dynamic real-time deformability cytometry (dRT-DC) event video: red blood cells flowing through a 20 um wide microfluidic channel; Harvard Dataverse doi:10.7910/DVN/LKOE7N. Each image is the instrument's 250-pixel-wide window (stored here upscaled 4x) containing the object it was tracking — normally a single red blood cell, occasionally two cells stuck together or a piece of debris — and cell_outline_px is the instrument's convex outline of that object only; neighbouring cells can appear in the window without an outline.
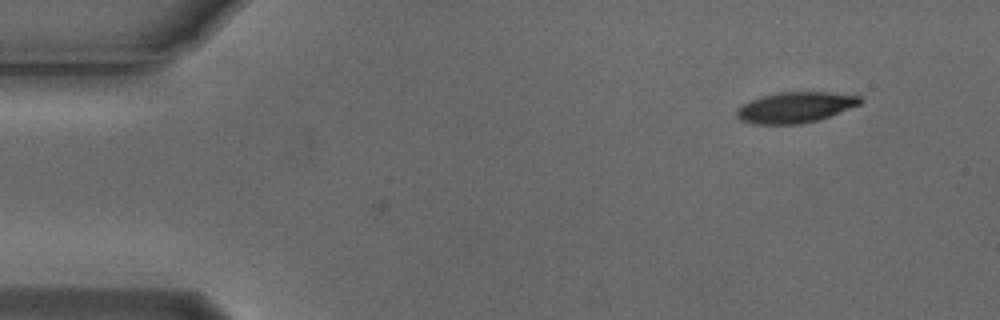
{"species": "Egyptian fruit bat (a non-hibernating species)", "species_latin": "Rousettus aegyptiacus", "temperature_condition": "cold", "stored_images_in_passage": 5, "camera_frame_rate_fps": 3000, "um_per_image_px": 0.085, "animal": {"sex": "male"}, "frame": {"image": 1, "passage_image": 1, "time_ms": 0.0, "image_size_px": [1000, 320], "cell_outline_px": [[864, 100], [860, 104], [820, 120], [800, 124], [752, 124], [740, 120], [736, 116], [736, 108], [760, 96], [780, 92], [828, 92], [860, 96]], "centroid_in_image_um": [67.59, 9.13], "position_along_channel_um": 17.4, "area_um2": 22.2}}
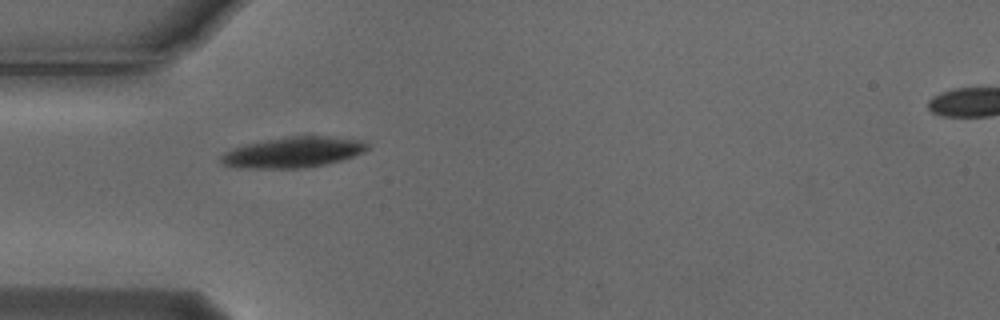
{"frame": {"image": 2, "passage_image": 4, "time_ms": 1.0, "image_size_px": [1000, 320], "cell_outline_px": [[368, 148], [364, 152], [344, 160], [328, 164], [296, 168], [248, 168], [224, 164], [220, 160], [220, 156], [224, 152], [232, 148], [264, 140], [288, 136], [328, 136], [364, 140], [368, 144]], "centroid_in_image_um": [24.98, 12.93], "position_along_channel_um": 60.0, "area_um2": 26.07}}
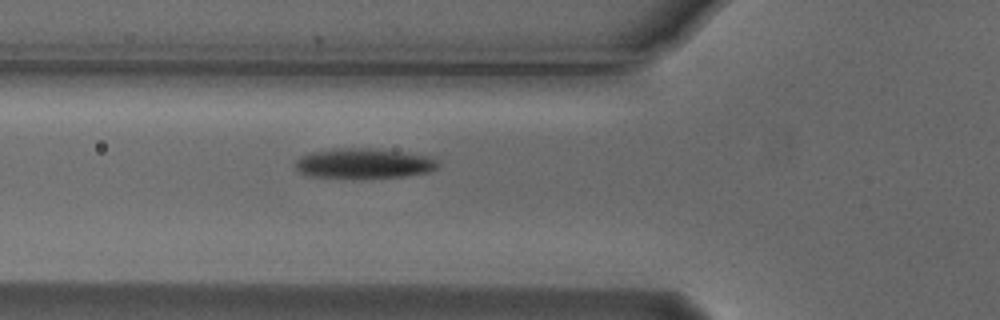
{"frame": {"image": 3, "passage_image": 5, "time_ms": 1.333, "image_size_px": [1000, 320], "cell_outline_px": [[440, 164], [436, 168], [428, 172], [404, 176], [360, 180], [308, 176], [300, 172], [296, 168], [296, 160], [300, 156], [312, 152], [336, 148], [368, 148], [400, 152], [428, 156], [436, 160]], "centroid_in_image_um": [30.88, 13.93], "position_along_channel_um": 94.9, "area_um2": 25.43}}